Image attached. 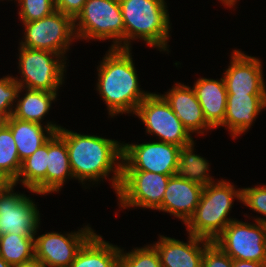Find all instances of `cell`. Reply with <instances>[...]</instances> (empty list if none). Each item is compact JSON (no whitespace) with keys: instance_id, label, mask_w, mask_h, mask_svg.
I'll return each instance as SVG.
<instances>
[{"instance_id":"3957f363","label":"cell","mask_w":266,"mask_h":267,"mask_svg":"<svg viewBox=\"0 0 266 267\" xmlns=\"http://www.w3.org/2000/svg\"><path fill=\"white\" fill-rule=\"evenodd\" d=\"M124 22V49L140 38L150 47L167 50L170 21L164 0H119Z\"/></svg>"},{"instance_id":"83f0119b","label":"cell","mask_w":266,"mask_h":267,"mask_svg":"<svg viewBox=\"0 0 266 267\" xmlns=\"http://www.w3.org/2000/svg\"><path fill=\"white\" fill-rule=\"evenodd\" d=\"M122 251L120 249L118 267H162L159 254L153 245L135 248L128 253Z\"/></svg>"},{"instance_id":"e575fe53","label":"cell","mask_w":266,"mask_h":267,"mask_svg":"<svg viewBox=\"0 0 266 267\" xmlns=\"http://www.w3.org/2000/svg\"><path fill=\"white\" fill-rule=\"evenodd\" d=\"M13 184V181L8 178L3 172H0V195L7 190L11 185Z\"/></svg>"},{"instance_id":"5bb4252c","label":"cell","mask_w":266,"mask_h":267,"mask_svg":"<svg viewBox=\"0 0 266 267\" xmlns=\"http://www.w3.org/2000/svg\"><path fill=\"white\" fill-rule=\"evenodd\" d=\"M232 61L225 71L227 94H266L261 61L233 50Z\"/></svg>"},{"instance_id":"4316f807","label":"cell","mask_w":266,"mask_h":267,"mask_svg":"<svg viewBox=\"0 0 266 267\" xmlns=\"http://www.w3.org/2000/svg\"><path fill=\"white\" fill-rule=\"evenodd\" d=\"M21 163L11 130L4 123L0 124V172L14 181Z\"/></svg>"},{"instance_id":"484cf974","label":"cell","mask_w":266,"mask_h":267,"mask_svg":"<svg viewBox=\"0 0 266 267\" xmlns=\"http://www.w3.org/2000/svg\"><path fill=\"white\" fill-rule=\"evenodd\" d=\"M35 237L15 233L0 236V256L14 266L35 258Z\"/></svg>"},{"instance_id":"603a6c76","label":"cell","mask_w":266,"mask_h":267,"mask_svg":"<svg viewBox=\"0 0 266 267\" xmlns=\"http://www.w3.org/2000/svg\"><path fill=\"white\" fill-rule=\"evenodd\" d=\"M47 155L48 141L30 157L22 161L18 177L13 181V183L16 185L18 181H21L30 191L36 194L45 195Z\"/></svg>"},{"instance_id":"9a60e30c","label":"cell","mask_w":266,"mask_h":267,"mask_svg":"<svg viewBox=\"0 0 266 267\" xmlns=\"http://www.w3.org/2000/svg\"><path fill=\"white\" fill-rule=\"evenodd\" d=\"M211 242L191 234L188 243L160 236L154 247L159 254L162 267H202L204 249Z\"/></svg>"},{"instance_id":"4fadbf2b","label":"cell","mask_w":266,"mask_h":267,"mask_svg":"<svg viewBox=\"0 0 266 267\" xmlns=\"http://www.w3.org/2000/svg\"><path fill=\"white\" fill-rule=\"evenodd\" d=\"M94 234L88 225L77 231L62 235L49 232L35 239V258L45 267H69L74 261L77 252L84 243Z\"/></svg>"},{"instance_id":"6da1fadb","label":"cell","mask_w":266,"mask_h":267,"mask_svg":"<svg viewBox=\"0 0 266 267\" xmlns=\"http://www.w3.org/2000/svg\"><path fill=\"white\" fill-rule=\"evenodd\" d=\"M57 133L65 140L73 178L99 181L114 172L112 186L116 193L121 182L122 144L100 136L83 135L60 127ZM115 165V167H113ZM114 168V170H113Z\"/></svg>"},{"instance_id":"d6986e66","label":"cell","mask_w":266,"mask_h":267,"mask_svg":"<svg viewBox=\"0 0 266 267\" xmlns=\"http://www.w3.org/2000/svg\"><path fill=\"white\" fill-rule=\"evenodd\" d=\"M3 123L11 130L21 162L35 153L60 128L48 122L44 130L41 124L23 121L12 115Z\"/></svg>"},{"instance_id":"d590c367","label":"cell","mask_w":266,"mask_h":267,"mask_svg":"<svg viewBox=\"0 0 266 267\" xmlns=\"http://www.w3.org/2000/svg\"><path fill=\"white\" fill-rule=\"evenodd\" d=\"M13 267H45V265L40 260L34 258L30 261L14 265Z\"/></svg>"},{"instance_id":"2e32d148","label":"cell","mask_w":266,"mask_h":267,"mask_svg":"<svg viewBox=\"0 0 266 267\" xmlns=\"http://www.w3.org/2000/svg\"><path fill=\"white\" fill-rule=\"evenodd\" d=\"M203 189L199 184L172 175L158 210L175 215L185 224L196 210Z\"/></svg>"},{"instance_id":"8fae6325","label":"cell","mask_w":266,"mask_h":267,"mask_svg":"<svg viewBox=\"0 0 266 267\" xmlns=\"http://www.w3.org/2000/svg\"><path fill=\"white\" fill-rule=\"evenodd\" d=\"M180 148L165 142L122 144V171L175 175Z\"/></svg>"},{"instance_id":"f1b7e54d","label":"cell","mask_w":266,"mask_h":267,"mask_svg":"<svg viewBox=\"0 0 266 267\" xmlns=\"http://www.w3.org/2000/svg\"><path fill=\"white\" fill-rule=\"evenodd\" d=\"M18 3L23 23L42 19L56 11L55 0H18Z\"/></svg>"},{"instance_id":"4dcf8cb0","label":"cell","mask_w":266,"mask_h":267,"mask_svg":"<svg viewBox=\"0 0 266 267\" xmlns=\"http://www.w3.org/2000/svg\"><path fill=\"white\" fill-rule=\"evenodd\" d=\"M241 190V202L266 217V186L242 188ZM255 221L266 224V218H257Z\"/></svg>"},{"instance_id":"836d02e7","label":"cell","mask_w":266,"mask_h":267,"mask_svg":"<svg viewBox=\"0 0 266 267\" xmlns=\"http://www.w3.org/2000/svg\"><path fill=\"white\" fill-rule=\"evenodd\" d=\"M233 267H266V262L233 260Z\"/></svg>"},{"instance_id":"9c48e42d","label":"cell","mask_w":266,"mask_h":267,"mask_svg":"<svg viewBox=\"0 0 266 267\" xmlns=\"http://www.w3.org/2000/svg\"><path fill=\"white\" fill-rule=\"evenodd\" d=\"M255 224L234 219L212 242L233 260L266 262V224Z\"/></svg>"},{"instance_id":"cb8c5ba5","label":"cell","mask_w":266,"mask_h":267,"mask_svg":"<svg viewBox=\"0 0 266 267\" xmlns=\"http://www.w3.org/2000/svg\"><path fill=\"white\" fill-rule=\"evenodd\" d=\"M56 96L57 92L27 89L25 96L17 101L12 116L23 121L41 124Z\"/></svg>"},{"instance_id":"7402d4cb","label":"cell","mask_w":266,"mask_h":267,"mask_svg":"<svg viewBox=\"0 0 266 267\" xmlns=\"http://www.w3.org/2000/svg\"><path fill=\"white\" fill-rule=\"evenodd\" d=\"M120 248L94 233L77 252L69 267H118Z\"/></svg>"},{"instance_id":"5b68a950","label":"cell","mask_w":266,"mask_h":267,"mask_svg":"<svg viewBox=\"0 0 266 267\" xmlns=\"http://www.w3.org/2000/svg\"><path fill=\"white\" fill-rule=\"evenodd\" d=\"M74 29L79 39L112 38L111 48L124 49V22L119 0H86L74 19Z\"/></svg>"},{"instance_id":"277c9868","label":"cell","mask_w":266,"mask_h":267,"mask_svg":"<svg viewBox=\"0 0 266 267\" xmlns=\"http://www.w3.org/2000/svg\"><path fill=\"white\" fill-rule=\"evenodd\" d=\"M234 198L241 201L242 190H235L234 185L225 180L204 187L196 210L185 223L189 234L210 241L215 240L233 221L227 216Z\"/></svg>"},{"instance_id":"ffe728a7","label":"cell","mask_w":266,"mask_h":267,"mask_svg":"<svg viewBox=\"0 0 266 267\" xmlns=\"http://www.w3.org/2000/svg\"><path fill=\"white\" fill-rule=\"evenodd\" d=\"M193 89L206 121L217 128L224 122L226 114L227 89L224 78L221 80L199 78Z\"/></svg>"},{"instance_id":"f546056e","label":"cell","mask_w":266,"mask_h":267,"mask_svg":"<svg viewBox=\"0 0 266 267\" xmlns=\"http://www.w3.org/2000/svg\"><path fill=\"white\" fill-rule=\"evenodd\" d=\"M21 91L22 87L13 77L6 76L0 79V119L3 122L13 114L11 107Z\"/></svg>"},{"instance_id":"7a4b0ae2","label":"cell","mask_w":266,"mask_h":267,"mask_svg":"<svg viewBox=\"0 0 266 267\" xmlns=\"http://www.w3.org/2000/svg\"><path fill=\"white\" fill-rule=\"evenodd\" d=\"M130 49H109L99 65L97 90L110 116L135 114L139 104L150 94L141 91Z\"/></svg>"},{"instance_id":"e0dca14e","label":"cell","mask_w":266,"mask_h":267,"mask_svg":"<svg viewBox=\"0 0 266 267\" xmlns=\"http://www.w3.org/2000/svg\"><path fill=\"white\" fill-rule=\"evenodd\" d=\"M189 133H204L213 127L206 121L194 89L181 83L162 95Z\"/></svg>"},{"instance_id":"44dd1931","label":"cell","mask_w":266,"mask_h":267,"mask_svg":"<svg viewBox=\"0 0 266 267\" xmlns=\"http://www.w3.org/2000/svg\"><path fill=\"white\" fill-rule=\"evenodd\" d=\"M69 176L73 178L67 144L56 132L48 140L46 194L58 192Z\"/></svg>"},{"instance_id":"8d00e7d4","label":"cell","mask_w":266,"mask_h":267,"mask_svg":"<svg viewBox=\"0 0 266 267\" xmlns=\"http://www.w3.org/2000/svg\"><path fill=\"white\" fill-rule=\"evenodd\" d=\"M222 1V3H224L226 6L228 7H232L233 5H235V3L237 2V0H220Z\"/></svg>"},{"instance_id":"30bf717a","label":"cell","mask_w":266,"mask_h":267,"mask_svg":"<svg viewBox=\"0 0 266 267\" xmlns=\"http://www.w3.org/2000/svg\"><path fill=\"white\" fill-rule=\"evenodd\" d=\"M172 175L148 171H121L117 191L121 207H143L158 210Z\"/></svg>"},{"instance_id":"1f68e13d","label":"cell","mask_w":266,"mask_h":267,"mask_svg":"<svg viewBox=\"0 0 266 267\" xmlns=\"http://www.w3.org/2000/svg\"><path fill=\"white\" fill-rule=\"evenodd\" d=\"M202 267H233V259L211 242L204 249Z\"/></svg>"},{"instance_id":"7c38bea8","label":"cell","mask_w":266,"mask_h":267,"mask_svg":"<svg viewBox=\"0 0 266 267\" xmlns=\"http://www.w3.org/2000/svg\"><path fill=\"white\" fill-rule=\"evenodd\" d=\"M14 183L0 195L1 235L15 233L34 237L39 228V211L30 197L14 193Z\"/></svg>"},{"instance_id":"ba28073f","label":"cell","mask_w":266,"mask_h":267,"mask_svg":"<svg viewBox=\"0 0 266 267\" xmlns=\"http://www.w3.org/2000/svg\"><path fill=\"white\" fill-rule=\"evenodd\" d=\"M135 114L142 120L149 134L159 136L161 142L179 147L193 141L191 134L159 94L150 93L137 107Z\"/></svg>"},{"instance_id":"d6a6232c","label":"cell","mask_w":266,"mask_h":267,"mask_svg":"<svg viewBox=\"0 0 266 267\" xmlns=\"http://www.w3.org/2000/svg\"><path fill=\"white\" fill-rule=\"evenodd\" d=\"M86 0H55V8L73 19L82 11Z\"/></svg>"},{"instance_id":"d4e9b609","label":"cell","mask_w":266,"mask_h":267,"mask_svg":"<svg viewBox=\"0 0 266 267\" xmlns=\"http://www.w3.org/2000/svg\"><path fill=\"white\" fill-rule=\"evenodd\" d=\"M193 145L194 142L180 148L175 175L206 187L214 182L207 173L209 163L203 157L193 153Z\"/></svg>"},{"instance_id":"8992f818","label":"cell","mask_w":266,"mask_h":267,"mask_svg":"<svg viewBox=\"0 0 266 267\" xmlns=\"http://www.w3.org/2000/svg\"><path fill=\"white\" fill-rule=\"evenodd\" d=\"M19 51V67L23 77L22 80L14 79L20 84V87L23 89L57 92L64 81L66 62L63 63L65 60L62 59L63 56L51 51L25 48L23 46L20 47Z\"/></svg>"},{"instance_id":"ac0fdd59","label":"cell","mask_w":266,"mask_h":267,"mask_svg":"<svg viewBox=\"0 0 266 267\" xmlns=\"http://www.w3.org/2000/svg\"><path fill=\"white\" fill-rule=\"evenodd\" d=\"M266 107V94H227L226 114L220 126H226L237 137L250 128Z\"/></svg>"},{"instance_id":"74e56055","label":"cell","mask_w":266,"mask_h":267,"mask_svg":"<svg viewBox=\"0 0 266 267\" xmlns=\"http://www.w3.org/2000/svg\"><path fill=\"white\" fill-rule=\"evenodd\" d=\"M0 267H13L0 256Z\"/></svg>"},{"instance_id":"52a82bcc","label":"cell","mask_w":266,"mask_h":267,"mask_svg":"<svg viewBox=\"0 0 266 267\" xmlns=\"http://www.w3.org/2000/svg\"><path fill=\"white\" fill-rule=\"evenodd\" d=\"M23 25L25 40L20 46L51 51L63 56V59L70 43L76 39L74 19L57 10L47 17L24 22Z\"/></svg>"}]
</instances>
